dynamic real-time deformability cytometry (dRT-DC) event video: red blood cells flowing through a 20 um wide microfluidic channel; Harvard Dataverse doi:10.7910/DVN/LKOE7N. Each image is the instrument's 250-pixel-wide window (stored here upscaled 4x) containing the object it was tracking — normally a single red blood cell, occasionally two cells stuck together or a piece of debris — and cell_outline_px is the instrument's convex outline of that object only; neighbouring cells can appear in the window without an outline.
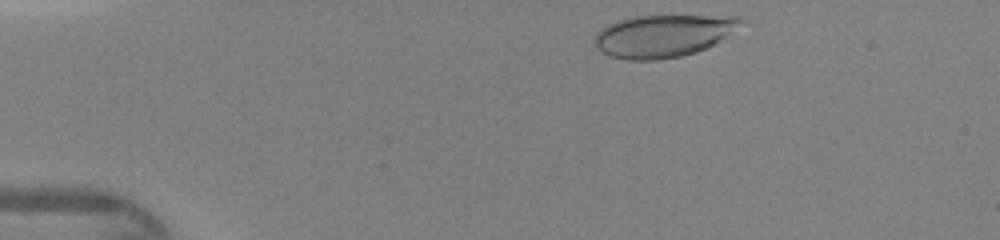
{"species": "human", "species_latin": "Homo sapiens", "temperature_condition": "warm", "stored_images_in_passage": 33, "camera_frame_rate_fps": 3000, "um_per_image_px": 0.085, "donor": {"sex": "female"}, "frame": {"image": 1, "passage_image": 2, "time_ms": 0.333, "image_size_px": [1000, 240], "cell_outline_px": [[744, 20], [720, 40], [708, 48], [696, 52], [680, 56], [660, 60], [628, 60], [608, 56], [596, 48], [596, 32], [600, 28], [608, 24], [632, 16], [736, 16]], "centroid_in_image_um": [56.3, 3.06], "position_along_channel_um": 28.7, "area_um2": 35.84}}
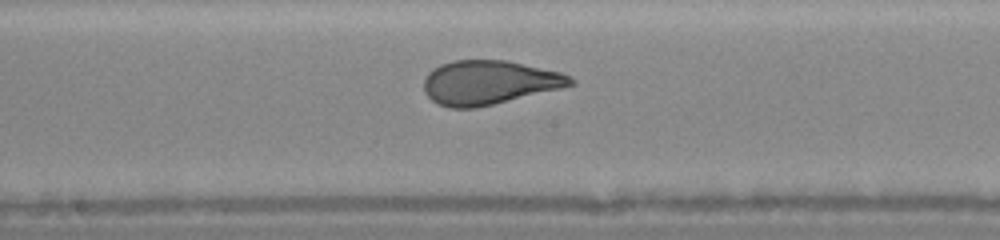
{"frame": {"image": 2, "passage_image": 19, "time_ms": 6.0, "image_size_px": [1000, 240], "cell_outline_px": [[576, 84], [560, 88], [476, 108], [448, 108], [432, 100], [424, 92], [424, 80], [428, 72], [432, 68], [440, 64], [452, 60], [504, 60], [560, 72], [576, 80]], "centroid_in_image_um": [41.52, 7.01], "position_along_channel_um": 206.7, "area_um2": 37.4}}
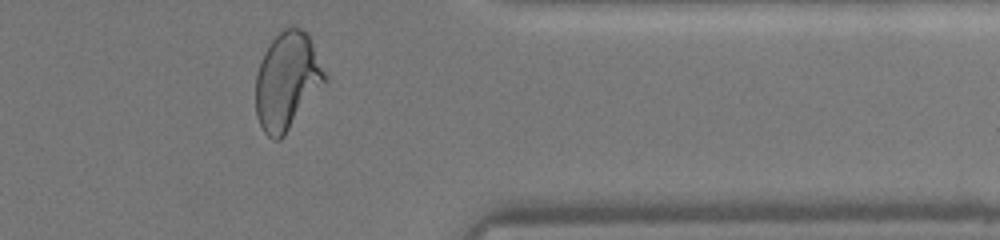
{"frame": {"image": 3, "passage_image": 32, "time_ms": 10.333, "image_size_px": [1000, 240], "cell_outline_px": [[328, 80], [284, 136], [280, 140], [276, 140], [268, 136], [264, 132], [256, 116], [256, 76], [264, 52], [268, 44], [280, 28], [292, 24], [308, 32], [328, 76]], "centroid_in_image_um": [24.43, 6.82], "position_along_channel_um": 387.0, "area_um2": 39.88}}